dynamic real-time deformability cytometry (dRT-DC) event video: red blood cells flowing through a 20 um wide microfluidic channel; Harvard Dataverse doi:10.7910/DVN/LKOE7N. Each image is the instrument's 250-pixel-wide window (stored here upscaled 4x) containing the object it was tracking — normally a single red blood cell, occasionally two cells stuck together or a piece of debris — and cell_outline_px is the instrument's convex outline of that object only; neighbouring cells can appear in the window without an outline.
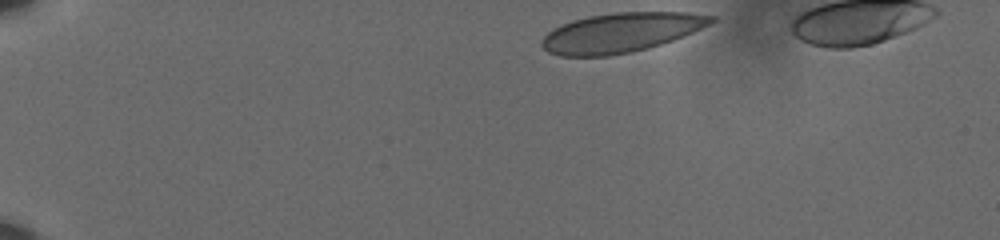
{"species": "human", "species_latin": "Homo sapiens", "temperature_condition": "cold", "stored_images_in_passage": 44, "camera_frame_rate_fps": 3000, "um_per_image_px": 0.085, "donor": {"sex": "male"}, "frame": {"image": 1, "passage_image": 1, "time_ms": 0.0, "image_size_px": [1000, 240], "cell_outline_px": [[716, 20], [692, 32], [672, 40], [648, 48], [608, 56], [560, 56], [548, 52], [540, 44], [540, 40], [548, 32], [572, 20], [588, 16], [616, 12], [688, 12], [716, 16]], "centroid_in_image_um": [52.76, 2.76], "position_along_channel_um": 32.2, "area_um2": 38.67}}
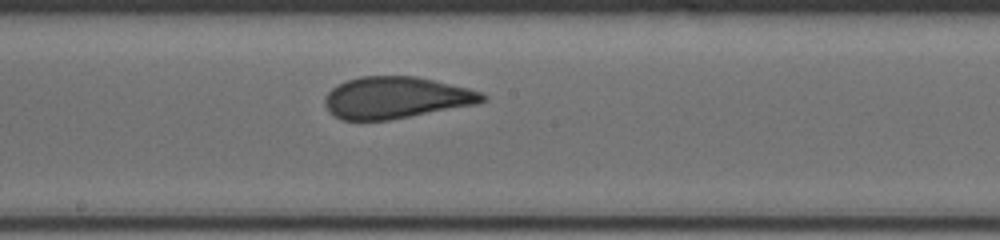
{"frame": {"image": 2, "passage_image": 24, "time_ms": 7.667, "image_size_px": [1000, 240], "cell_outline_px": [[488, 100], [476, 104], [388, 120], [340, 120], [328, 112], [324, 104], [324, 96], [332, 88], [344, 80], [360, 76], [416, 76], [468, 88], [480, 92], [488, 96]], "centroid_in_image_um": [33.62, 8.3], "position_along_channel_um": 214.6, "area_um2": 38.44}}
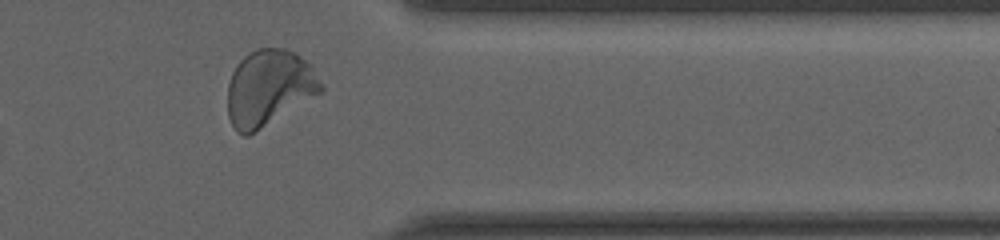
{"frame": {"image": 3, "passage_image": 39, "time_ms": 12.667, "image_size_px": [1000, 240], "cell_outline_px": [[324, 88], [320, 92], [248, 136], [244, 136], [236, 132], [228, 116], [228, 84], [232, 72], [240, 60], [244, 56], [256, 48], [284, 48], [300, 56], [312, 64], [324, 84]], "centroid_in_image_um": [22.86, 7.45], "position_along_channel_um": 388.5, "area_um2": 41.15}, "authors_computed_cell_mechanics": {"area_um2": 38.7838, "velocity_mm_per_s": 3.5779, "shape_relaxation_time_tau1_ms": 7.0516, "shape_relaxation_time_tau2_ms": null, "deformation_change_tau1": 0.1471, "deformation_change_tau2": null}}